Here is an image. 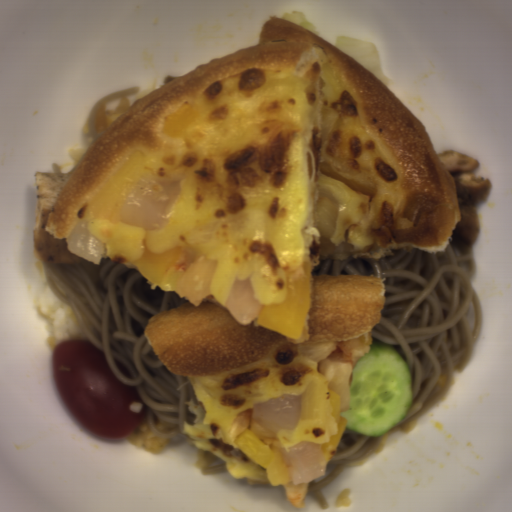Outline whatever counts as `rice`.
I'll use <instances>...</instances> for the list:
<instances>
[{
    "mask_svg": "<svg viewBox=\"0 0 512 512\" xmlns=\"http://www.w3.org/2000/svg\"><path fill=\"white\" fill-rule=\"evenodd\" d=\"M35 307L47 321L45 329L48 336L46 341L53 353L58 342L67 338L89 341L70 307L52 291L50 282L44 284Z\"/></svg>",
    "mask_w": 512,
    "mask_h": 512,
    "instance_id": "rice-1",
    "label": "rice"
},
{
    "mask_svg": "<svg viewBox=\"0 0 512 512\" xmlns=\"http://www.w3.org/2000/svg\"><path fill=\"white\" fill-rule=\"evenodd\" d=\"M133 445L151 453H162L169 445L171 438H160L148 427L146 420L131 434L123 436Z\"/></svg>",
    "mask_w": 512,
    "mask_h": 512,
    "instance_id": "rice-2",
    "label": "rice"
},
{
    "mask_svg": "<svg viewBox=\"0 0 512 512\" xmlns=\"http://www.w3.org/2000/svg\"><path fill=\"white\" fill-rule=\"evenodd\" d=\"M82 133L86 136L87 138V141H88V144L86 147L84 148H72V149H69V154L72 158H74L75 160H77L78 162L80 161V159L84 156V154L88 151V149L92 146V144L94 143L93 140H92V137H91V133H90V129H89V125H88V122H86L84 124V126L82 127Z\"/></svg>",
    "mask_w": 512,
    "mask_h": 512,
    "instance_id": "rice-3",
    "label": "rice"
}]
</instances>
